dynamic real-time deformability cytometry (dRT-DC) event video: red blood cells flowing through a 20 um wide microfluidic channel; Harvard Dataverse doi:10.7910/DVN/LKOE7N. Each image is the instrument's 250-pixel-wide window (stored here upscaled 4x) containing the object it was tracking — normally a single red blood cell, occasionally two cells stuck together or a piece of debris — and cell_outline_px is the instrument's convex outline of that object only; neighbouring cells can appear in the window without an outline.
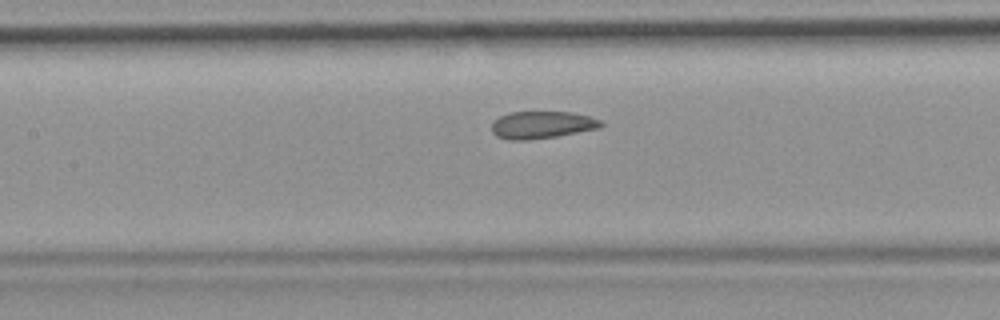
{"species": "common noctule bat (a hibernating species)", "species_latin": "Nyctalus noctula", "temperature_condition": "room temperature", "stored_images_in_passage": 34, "camera_frame_rate_fps": 3000, "um_per_image_px": 0.085, "animal": {"sex": "female", "body_mass_g": 19.9}, "frame": {"image": 1, "passage_image": 15, "time_ms": 4.667, "image_size_px": [1000, 320], "cell_outline_px": [[604, 124], [600, 128], [556, 136], [528, 140], [508, 140], [496, 136], [492, 132], [492, 124], [500, 116], [508, 112], [572, 112], [588, 116], [600, 120]], "centroid_in_image_um": [46.05, 10.61], "position_along_channel_um": 161.3, "area_um2": 17.34}}
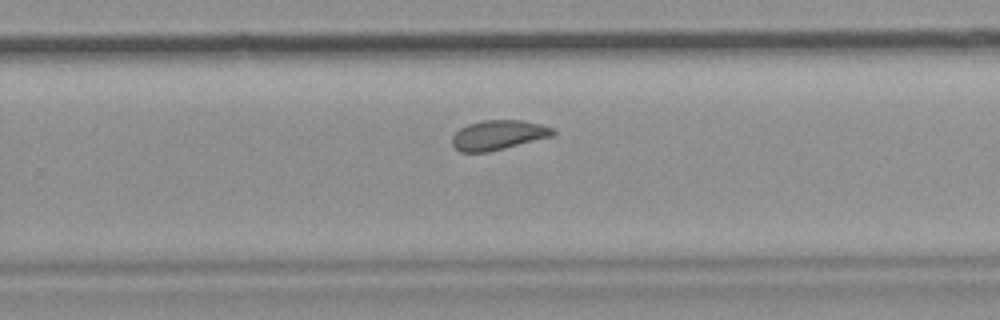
{"frame": {"image": 2, "passage_image": 25, "time_ms": 8.0, "image_size_px": [1000, 320], "cell_outline_px": [[556, 132], [552, 136], [488, 152], [460, 152], [452, 144], [452, 136], [460, 128], [468, 124], [484, 120], [524, 120], [540, 124], [552, 128]], "centroid_in_image_um": [42.34, 11.47], "position_along_channel_um": 287.5, "area_um2": 17.28}}